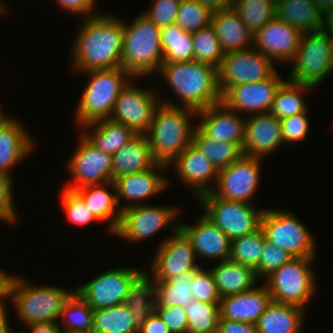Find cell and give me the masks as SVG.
Listing matches in <instances>:
<instances>
[{
	"label": "cell",
	"instance_id": "6da1fadb",
	"mask_svg": "<svg viewBox=\"0 0 333 333\" xmlns=\"http://www.w3.org/2000/svg\"><path fill=\"white\" fill-rule=\"evenodd\" d=\"M79 27L71 47L74 71L121 67L124 21L99 13L85 18Z\"/></svg>",
	"mask_w": 333,
	"mask_h": 333
},
{
	"label": "cell",
	"instance_id": "7a4b0ae2",
	"mask_svg": "<svg viewBox=\"0 0 333 333\" xmlns=\"http://www.w3.org/2000/svg\"><path fill=\"white\" fill-rule=\"evenodd\" d=\"M196 115L197 111L192 108L173 103L167 98L161 99L145 133L157 163L168 166L192 144L195 128L191 118Z\"/></svg>",
	"mask_w": 333,
	"mask_h": 333
},
{
	"label": "cell",
	"instance_id": "3957f363",
	"mask_svg": "<svg viewBox=\"0 0 333 333\" xmlns=\"http://www.w3.org/2000/svg\"><path fill=\"white\" fill-rule=\"evenodd\" d=\"M158 73L181 100V106L198 111L221 103L215 67L194 60L162 63Z\"/></svg>",
	"mask_w": 333,
	"mask_h": 333
},
{
	"label": "cell",
	"instance_id": "277c9868",
	"mask_svg": "<svg viewBox=\"0 0 333 333\" xmlns=\"http://www.w3.org/2000/svg\"><path fill=\"white\" fill-rule=\"evenodd\" d=\"M131 24L124 22L121 67L133 78L158 72L163 63L161 28L142 13Z\"/></svg>",
	"mask_w": 333,
	"mask_h": 333
},
{
	"label": "cell",
	"instance_id": "5b68a950",
	"mask_svg": "<svg viewBox=\"0 0 333 333\" xmlns=\"http://www.w3.org/2000/svg\"><path fill=\"white\" fill-rule=\"evenodd\" d=\"M32 285L26 278L19 276H15L13 280L9 302L15 308L17 317L25 326L39 322H57L64 305L75 293V287L65 290L55 285Z\"/></svg>",
	"mask_w": 333,
	"mask_h": 333
},
{
	"label": "cell",
	"instance_id": "8992f818",
	"mask_svg": "<svg viewBox=\"0 0 333 333\" xmlns=\"http://www.w3.org/2000/svg\"><path fill=\"white\" fill-rule=\"evenodd\" d=\"M84 74L90 77V81L83 90L75 113L76 123L80 127L85 123L109 118L115 101L128 83V79L132 81L137 79L122 67L92 70Z\"/></svg>",
	"mask_w": 333,
	"mask_h": 333
},
{
	"label": "cell",
	"instance_id": "52a82bcc",
	"mask_svg": "<svg viewBox=\"0 0 333 333\" xmlns=\"http://www.w3.org/2000/svg\"><path fill=\"white\" fill-rule=\"evenodd\" d=\"M315 258L293 257L276 269L265 280L273 301L297 305L306 310L315 295L316 275L312 261Z\"/></svg>",
	"mask_w": 333,
	"mask_h": 333
},
{
	"label": "cell",
	"instance_id": "ba28073f",
	"mask_svg": "<svg viewBox=\"0 0 333 333\" xmlns=\"http://www.w3.org/2000/svg\"><path fill=\"white\" fill-rule=\"evenodd\" d=\"M332 37L323 30L303 33L288 80L318 87L331 70Z\"/></svg>",
	"mask_w": 333,
	"mask_h": 333
},
{
	"label": "cell",
	"instance_id": "9c48e42d",
	"mask_svg": "<svg viewBox=\"0 0 333 333\" xmlns=\"http://www.w3.org/2000/svg\"><path fill=\"white\" fill-rule=\"evenodd\" d=\"M298 217L286 210H264L261 228L266 240L287 251L292 257L315 258L316 239Z\"/></svg>",
	"mask_w": 333,
	"mask_h": 333
},
{
	"label": "cell",
	"instance_id": "30bf717a",
	"mask_svg": "<svg viewBox=\"0 0 333 333\" xmlns=\"http://www.w3.org/2000/svg\"><path fill=\"white\" fill-rule=\"evenodd\" d=\"M205 209L204 215L233 241L251 234L261 227L264 209L253 204L216 197L212 192L197 199Z\"/></svg>",
	"mask_w": 333,
	"mask_h": 333
},
{
	"label": "cell",
	"instance_id": "8fae6325",
	"mask_svg": "<svg viewBox=\"0 0 333 333\" xmlns=\"http://www.w3.org/2000/svg\"><path fill=\"white\" fill-rule=\"evenodd\" d=\"M179 214L177 206L136 205L122 210L116 237L128 242H141L165 227L175 234L180 229V222H174Z\"/></svg>",
	"mask_w": 333,
	"mask_h": 333
},
{
	"label": "cell",
	"instance_id": "7c38bea8",
	"mask_svg": "<svg viewBox=\"0 0 333 333\" xmlns=\"http://www.w3.org/2000/svg\"><path fill=\"white\" fill-rule=\"evenodd\" d=\"M275 72V63L254 47L225 53L218 68L219 91L223 95L235 85L263 81Z\"/></svg>",
	"mask_w": 333,
	"mask_h": 333
},
{
	"label": "cell",
	"instance_id": "4fadbf2b",
	"mask_svg": "<svg viewBox=\"0 0 333 333\" xmlns=\"http://www.w3.org/2000/svg\"><path fill=\"white\" fill-rule=\"evenodd\" d=\"M131 267H115L75 287V293L92 309H105L125 303L130 282L141 272Z\"/></svg>",
	"mask_w": 333,
	"mask_h": 333
},
{
	"label": "cell",
	"instance_id": "5bb4252c",
	"mask_svg": "<svg viewBox=\"0 0 333 333\" xmlns=\"http://www.w3.org/2000/svg\"><path fill=\"white\" fill-rule=\"evenodd\" d=\"M261 161L262 158L243 155L219 169L217 185L211 192L219 198L252 204L250 199L254 198L260 183Z\"/></svg>",
	"mask_w": 333,
	"mask_h": 333
},
{
	"label": "cell",
	"instance_id": "9a60e30c",
	"mask_svg": "<svg viewBox=\"0 0 333 333\" xmlns=\"http://www.w3.org/2000/svg\"><path fill=\"white\" fill-rule=\"evenodd\" d=\"M131 82L129 80L119 93L109 118L128 126L136 134H145L161 98L155 90L138 88Z\"/></svg>",
	"mask_w": 333,
	"mask_h": 333
},
{
	"label": "cell",
	"instance_id": "2e32d148",
	"mask_svg": "<svg viewBox=\"0 0 333 333\" xmlns=\"http://www.w3.org/2000/svg\"><path fill=\"white\" fill-rule=\"evenodd\" d=\"M78 140V148L67 162L73 183L65 188L74 191L112 181V155L96 148L81 133Z\"/></svg>",
	"mask_w": 333,
	"mask_h": 333
},
{
	"label": "cell",
	"instance_id": "e0dca14e",
	"mask_svg": "<svg viewBox=\"0 0 333 333\" xmlns=\"http://www.w3.org/2000/svg\"><path fill=\"white\" fill-rule=\"evenodd\" d=\"M155 253L150 265L153 281H166L200 266L196 263L197 257L190 240L180 229L160 241Z\"/></svg>",
	"mask_w": 333,
	"mask_h": 333
},
{
	"label": "cell",
	"instance_id": "ac0fdd59",
	"mask_svg": "<svg viewBox=\"0 0 333 333\" xmlns=\"http://www.w3.org/2000/svg\"><path fill=\"white\" fill-rule=\"evenodd\" d=\"M279 74L276 71L266 80L235 85L222 95L221 102L229 110L248 112L249 116L269 113L276 92L285 81Z\"/></svg>",
	"mask_w": 333,
	"mask_h": 333
},
{
	"label": "cell",
	"instance_id": "d6986e66",
	"mask_svg": "<svg viewBox=\"0 0 333 333\" xmlns=\"http://www.w3.org/2000/svg\"><path fill=\"white\" fill-rule=\"evenodd\" d=\"M302 32L276 17L253 35V47L275 64L294 60Z\"/></svg>",
	"mask_w": 333,
	"mask_h": 333
},
{
	"label": "cell",
	"instance_id": "ffe728a7",
	"mask_svg": "<svg viewBox=\"0 0 333 333\" xmlns=\"http://www.w3.org/2000/svg\"><path fill=\"white\" fill-rule=\"evenodd\" d=\"M174 167L179 179L194 189L195 198L214 189L217 182L218 169L210 159L193 144L181 152L167 167ZM211 184V185H210Z\"/></svg>",
	"mask_w": 333,
	"mask_h": 333
},
{
	"label": "cell",
	"instance_id": "44dd1931",
	"mask_svg": "<svg viewBox=\"0 0 333 333\" xmlns=\"http://www.w3.org/2000/svg\"><path fill=\"white\" fill-rule=\"evenodd\" d=\"M196 127L207 137L235 142L243 147L246 116L229 110L222 102L197 111ZM244 116V117H243Z\"/></svg>",
	"mask_w": 333,
	"mask_h": 333
},
{
	"label": "cell",
	"instance_id": "7402d4cb",
	"mask_svg": "<svg viewBox=\"0 0 333 333\" xmlns=\"http://www.w3.org/2000/svg\"><path fill=\"white\" fill-rule=\"evenodd\" d=\"M166 168H168L166 165L157 163L151 169L114 179L120 210L142 205V200L153 197L155 194L158 195L161 191L163 192L167 188L169 180L159 174L158 170H165ZM120 198H124L127 203L121 206Z\"/></svg>",
	"mask_w": 333,
	"mask_h": 333
},
{
	"label": "cell",
	"instance_id": "603a6c76",
	"mask_svg": "<svg viewBox=\"0 0 333 333\" xmlns=\"http://www.w3.org/2000/svg\"><path fill=\"white\" fill-rule=\"evenodd\" d=\"M283 144L281 120L270 113L246 115L244 155L263 159Z\"/></svg>",
	"mask_w": 333,
	"mask_h": 333
},
{
	"label": "cell",
	"instance_id": "cb8c5ba5",
	"mask_svg": "<svg viewBox=\"0 0 333 333\" xmlns=\"http://www.w3.org/2000/svg\"><path fill=\"white\" fill-rule=\"evenodd\" d=\"M180 230L190 240L196 257L229 260L231 240L204 214L195 225L180 223Z\"/></svg>",
	"mask_w": 333,
	"mask_h": 333
},
{
	"label": "cell",
	"instance_id": "d4e9b609",
	"mask_svg": "<svg viewBox=\"0 0 333 333\" xmlns=\"http://www.w3.org/2000/svg\"><path fill=\"white\" fill-rule=\"evenodd\" d=\"M271 301L265 283L239 294L222 297L219 303L220 319L256 324Z\"/></svg>",
	"mask_w": 333,
	"mask_h": 333
},
{
	"label": "cell",
	"instance_id": "484cf974",
	"mask_svg": "<svg viewBox=\"0 0 333 333\" xmlns=\"http://www.w3.org/2000/svg\"><path fill=\"white\" fill-rule=\"evenodd\" d=\"M18 119L0 126V172L12 175V168L34 149V140Z\"/></svg>",
	"mask_w": 333,
	"mask_h": 333
},
{
	"label": "cell",
	"instance_id": "4316f807",
	"mask_svg": "<svg viewBox=\"0 0 333 333\" xmlns=\"http://www.w3.org/2000/svg\"><path fill=\"white\" fill-rule=\"evenodd\" d=\"M74 191L84 200L86 206L99 221L111 220L108 223V231L113 234L118 228L122 213L117 201L114 182L85 186Z\"/></svg>",
	"mask_w": 333,
	"mask_h": 333
},
{
	"label": "cell",
	"instance_id": "83f0119b",
	"mask_svg": "<svg viewBox=\"0 0 333 333\" xmlns=\"http://www.w3.org/2000/svg\"><path fill=\"white\" fill-rule=\"evenodd\" d=\"M211 25L224 53L253 47V34L233 8L214 11Z\"/></svg>",
	"mask_w": 333,
	"mask_h": 333
},
{
	"label": "cell",
	"instance_id": "f1b7e54d",
	"mask_svg": "<svg viewBox=\"0 0 333 333\" xmlns=\"http://www.w3.org/2000/svg\"><path fill=\"white\" fill-rule=\"evenodd\" d=\"M156 164L146 134H136L112 155V181L123 175L151 169Z\"/></svg>",
	"mask_w": 333,
	"mask_h": 333
},
{
	"label": "cell",
	"instance_id": "f546056e",
	"mask_svg": "<svg viewBox=\"0 0 333 333\" xmlns=\"http://www.w3.org/2000/svg\"><path fill=\"white\" fill-rule=\"evenodd\" d=\"M81 127L83 131L80 133L92 145L111 155L119 151L136 135L128 126L110 118L85 123ZM92 129H94L93 132Z\"/></svg>",
	"mask_w": 333,
	"mask_h": 333
},
{
	"label": "cell",
	"instance_id": "4dcf8cb0",
	"mask_svg": "<svg viewBox=\"0 0 333 333\" xmlns=\"http://www.w3.org/2000/svg\"><path fill=\"white\" fill-rule=\"evenodd\" d=\"M304 315L300 306L272 300L256 323L258 333H301Z\"/></svg>",
	"mask_w": 333,
	"mask_h": 333
},
{
	"label": "cell",
	"instance_id": "1f68e13d",
	"mask_svg": "<svg viewBox=\"0 0 333 333\" xmlns=\"http://www.w3.org/2000/svg\"><path fill=\"white\" fill-rule=\"evenodd\" d=\"M210 271L221 298L250 290L258 281L253 268L231 260L218 262Z\"/></svg>",
	"mask_w": 333,
	"mask_h": 333
},
{
	"label": "cell",
	"instance_id": "d6a6232c",
	"mask_svg": "<svg viewBox=\"0 0 333 333\" xmlns=\"http://www.w3.org/2000/svg\"><path fill=\"white\" fill-rule=\"evenodd\" d=\"M276 18L302 33L322 30L323 15L312 0H276Z\"/></svg>",
	"mask_w": 333,
	"mask_h": 333
},
{
	"label": "cell",
	"instance_id": "836d02e7",
	"mask_svg": "<svg viewBox=\"0 0 333 333\" xmlns=\"http://www.w3.org/2000/svg\"><path fill=\"white\" fill-rule=\"evenodd\" d=\"M124 304L132 312L134 326L139 331L155 307V288L152 275L149 276L142 270L130 282Z\"/></svg>",
	"mask_w": 333,
	"mask_h": 333
},
{
	"label": "cell",
	"instance_id": "e575fe53",
	"mask_svg": "<svg viewBox=\"0 0 333 333\" xmlns=\"http://www.w3.org/2000/svg\"><path fill=\"white\" fill-rule=\"evenodd\" d=\"M202 267L187 270L166 281H153L155 306H185L193 299L190 283Z\"/></svg>",
	"mask_w": 333,
	"mask_h": 333
},
{
	"label": "cell",
	"instance_id": "d590c367",
	"mask_svg": "<svg viewBox=\"0 0 333 333\" xmlns=\"http://www.w3.org/2000/svg\"><path fill=\"white\" fill-rule=\"evenodd\" d=\"M194 127L192 144L206 155L218 170L231 165L244 155L240 144L214 140L205 136L196 125Z\"/></svg>",
	"mask_w": 333,
	"mask_h": 333
},
{
	"label": "cell",
	"instance_id": "8d00e7d4",
	"mask_svg": "<svg viewBox=\"0 0 333 333\" xmlns=\"http://www.w3.org/2000/svg\"><path fill=\"white\" fill-rule=\"evenodd\" d=\"M163 63H176L194 60V42L191 33L184 31L176 23L161 28Z\"/></svg>",
	"mask_w": 333,
	"mask_h": 333
},
{
	"label": "cell",
	"instance_id": "74e56055",
	"mask_svg": "<svg viewBox=\"0 0 333 333\" xmlns=\"http://www.w3.org/2000/svg\"><path fill=\"white\" fill-rule=\"evenodd\" d=\"M313 88L286 79L277 90L269 113L282 120L306 112L308 110L307 103L303 96Z\"/></svg>",
	"mask_w": 333,
	"mask_h": 333
},
{
	"label": "cell",
	"instance_id": "f35d334b",
	"mask_svg": "<svg viewBox=\"0 0 333 333\" xmlns=\"http://www.w3.org/2000/svg\"><path fill=\"white\" fill-rule=\"evenodd\" d=\"M93 333H139L133 314L125 304L93 309Z\"/></svg>",
	"mask_w": 333,
	"mask_h": 333
},
{
	"label": "cell",
	"instance_id": "ab89813d",
	"mask_svg": "<svg viewBox=\"0 0 333 333\" xmlns=\"http://www.w3.org/2000/svg\"><path fill=\"white\" fill-rule=\"evenodd\" d=\"M232 8L253 35L276 17V0H234Z\"/></svg>",
	"mask_w": 333,
	"mask_h": 333
},
{
	"label": "cell",
	"instance_id": "60d3db41",
	"mask_svg": "<svg viewBox=\"0 0 333 333\" xmlns=\"http://www.w3.org/2000/svg\"><path fill=\"white\" fill-rule=\"evenodd\" d=\"M184 309L187 314V333H217L219 304L192 299L186 303Z\"/></svg>",
	"mask_w": 333,
	"mask_h": 333
},
{
	"label": "cell",
	"instance_id": "b9f144b4",
	"mask_svg": "<svg viewBox=\"0 0 333 333\" xmlns=\"http://www.w3.org/2000/svg\"><path fill=\"white\" fill-rule=\"evenodd\" d=\"M265 233L260 227L251 234L231 241L229 260L257 269L264 249Z\"/></svg>",
	"mask_w": 333,
	"mask_h": 333
},
{
	"label": "cell",
	"instance_id": "7bdbcfd3",
	"mask_svg": "<svg viewBox=\"0 0 333 333\" xmlns=\"http://www.w3.org/2000/svg\"><path fill=\"white\" fill-rule=\"evenodd\" d=\"M59 325L61 329L92 332L93 309L76 293L66 302L62 309Z\"/></svg>",
	"mask_w": 333,
	"mask_h": 333
},
{
	"label": "cell",
	"instance_id": "ee69618b",
	"mask_svg": "<svg viewBox=\"0 0 333 333\" xmlns=\"http://www.w3.org/2000/svg\"><path fill=\"white\" fill-rule=\"evenodd\" d=\"M194 42V61L219 68L224 58L219 39L214 27L210 24L192 33Z\"/></svg>",
	"mask_w": 333,
	"mask_h": 333
},
{
	"label": "cell",
	"instance_id": "f6af8a7d",
	"mask_svg": "<svg viewBox=\"0 0 333 333\" xmlns=\"http://www.w3.org/2000/svg\"><path fill=\"white\" fill-rule=\"evenodd\" d=\"M212 13L197 0H181L175 23L192 34L211 24Z\"/></svg>",
	"mask_w": 333,
	"mask_h": 333
},
{
	"label": "cell",
	"instance_id": "bcb514c9",
	"mask_svg": "<svg viewBox=\"0 0 333 333\" xmlns=\"http://www.w3.org/2000/svg\"><path fill=\"white\" fill-rule=\"evenodd\" d=\"M61 202L66 213V219L70 223L87 225L91 222L99 221L75 191L64 188L61 194Z\"/></svg>",
	"mask_w": 333,
	"mask_h": 333
},
{
	"label": "cell",
	"instance_id": "7dc6e473",
	"mask_svg": "<svg viewBox=\"0 0 333 333\" xmlns=\"http://www.w3.org/2000/svg\"><path fill=\"white\" fill-rule=\"evenodd\" d=\"M291 258H293L287 251L274 245L268 240H264V249L259 261V265L255 270L258 279H263L271 275L276 269L283 266Z\"/></svg>",
	"mask_w": 333,
	"mask_h": 333
},
{
	"label": "cell",
	"instance_id": "c3c4849f",
	"mask_svg": "<svg viewBox=\"0 0 333 333\" xmlns=\"http://www.w3.org/2000/svg\"><path fill=\"white\" fill-rule=\"evenodd\" d=\"M193 299L200 302L219 304L221 297L218 293L214 277L210 269L201 268L190 283Z\"/></svg>",
	"mask_w": 333,
	"mask_h": 333
},
{
	"label": "cell",
	"instance_id": "681fc988",
	"mask_svg": "<svg viewBox=\"0 0 333 333\" xmlns=\"http://www.w3.org/2000/svg\"><path fill=\"white\" fill-rule=\"evenodd\" d=\"M152 7L142 12L157 27L163 28L174 24L177 19L181 0H152Z\"/></svg>",
	"mask_w": 333,
	"mask_h": 333
},
{
	"label": "cell",
	"instance_id": "f907efd6",
	"mask_svg": "<svg viewBox=\"0 0 333 333\" xmlns=\"http://www.w3.org/2000/svg\"><path fill=\"white\" fill-rule=\"evenodd\" d=\"M307 111L281 120L282 140L284 144L305 140L309 131Z\"/></svg>",
	"mask_w": 333,
	"mask_h": 333
},
{
	"label": "cell",
	"instance_id": "816d5d0a",
	"mask_svg": "<svg viewBox=\"0 0 333 333\" xmlns=\"http://www.w3.org/2000/svg\"><path fill=\"white\" fill-rule=\"evenodd\" d=\"M12 175L0 172V221L13 224L17 220L12 190Z\"/></svg>",
	"mask_w": 333,
	"mask_h": 333
},
{
	"label": "cell",
	"instance_id": "f5cc1de1",
	"mask_svg": "<svg viewBox=\"0 0 333 333\" xmlns=\"http://www.w3.org/2000/svg\"><path fill=\"white\" fill-rule=\"evenodd\" d=\"M154 310L170 333H187V314L183 306H155Z\"/></svg>",
	"mask_w": 333,
	"mask_h": 333
},
{
	"label": "cell",
	"instance_id": "db71d44e",
	"mask_svg": "<svg viewBox=\"0 0 333 333\" xmlns=\"http://www.w3.org/2000/svg\"><path fill=\"white\" fill-rule=\"evenodd\" d=\"M56 2L61 6L60 8L67 12L70 11L74 15L81 14V16H85L84 18L97 15V13H93L94 7L97 5L96 0H56Z\"/></svg>",
	"mask_w": 333,
	"mask_h": 333
},
{
	"label": "cell",
	"instance_id": "11a10c76",
	"mask_svg": "<svg viewBox=\"0 0 333 333\" xmlns=\"http://www.w3.org/2000/svg\"><path fill=\"white\" fill-rule=\"evenodd\" d=\"M217 333H258L256 324L220 319Z\"/></svg>",
	"mask_w": 333,
	"mask_h": 333
},
{
	"label": "cell",
	"instance_id": "9f6ffc18",
	"mask_svg": "<svg viewBox=\"0 0 333 333\" xmlns=\"http://www.w3.org/2000/svg\"><path fill=\"white\" fill-rule=\"evenodd\" d=\"M139 333H170L167 325L163 322L162 318L154 310L143 327L139 330Z\"/></svg>",
	"mask_w": 333,
	"mask_h": 333
},
{
	"label": "cell",
	"instance_id": "6f0895ef",
	"mask_svg": "<svg viewBox=\"0 0 333 333\" xmlns=\"http://www.w3.org/2000/svg\"><path fill=\"white\" fill-rule=\"evenodd\" d=\"M15 275L5 274L0 271V312L6 311L4 299L10 298V290L13 283Z\"/></svg>",
	"mask_w": 333,
	"mask_h": 333
},
{
	"label": "cell",
	"instance_id": "680465c9",
	"mask_svg": "<svg viewBox=\"0 0 333 333\" xmlns=\"http://www.w3.org/2000/svg\"><path fill=\"white\" fill-rule=\"evenodd\" d=\"M29 327V328H28ZM30 333H61L59 322H39L27 325ZM29 333V332H27Z\"/></svg>",
	"mask_w": 333,
	"mask_h": 333
},
{
	"label": "cell",
	"instance_id": "91938a15",
	"mask_svg": "<svg viewBox=\"0 0 333 333\" xmlns=\"http://www.w3.org/2000/svg\"><path fill=\"white\" fill-rule=\"evenodd\" d=\"M212 12L232 8L234 0H197Z\"/></svg>",
	"mask_w": 333,
	"mask_h": 333
},
{
	"label": "cell",
	"instance_id": "94428289",
	"mask_svg": "<svg viewBox=\"0 0 333 333\" xmlns=\"http://www.w3.org/2000/svg\"><path fill=\"white\" fill-rule=\"evenodd\" d=\"M322 30L333 37V9L323 16Z\"/></svg>",
	"mask_w": 333,
	"mask_h": 333
},
{
	"label": "cell",
	"instance_id": "6125c7cd",
	"mask_svg": "<svg viewBox=\"0 0 333 333\" xmlns=\"http://www.w3.org/2000/svg\"><path fill=\"white\" fill-rule=\"evenodd\" d=\"M316 6L318 7V10L322 13L324 16L327 12L333 9V0H312Z\"/></svg>",
	"mask_w": 333,
	"mask_h": 333
},
{
	"label": "cell",
	"instance_id": "be15d7a7",
	"mask_svg": "<svg viewBox=\"0 0 333 333\" xmlns=\"http://www.w3.org/2000/svg\"><path fill=\"white\" fill-rule=\"evenodd\" d=\"M7 310L0 312V333H9L12 328L9 326Z\"/></svg>",
	"mask_w": 333,
	"mask_h": 333
},
{
	"label": "cell",
	"instance_id": "e7e4bbea",
	"mask_svg": "<svg viewBox=\"0 0 333 333\" xmlns=\"http://www.w3.org/2000/svg\"><path fill=\"white\" fill-rule=\"evenodd\" d=\"M1 106H0V126L4 125L9 119H11V116L4 115Z\"/></svg>",
	"mask_w": 333,
	"mask_h": 333
},
{
	"label": "cell",
	"instance_id": "03108f58",
	"mask_svg": "<svg viewBox=\"0 0 333 333\" xmlns=\"http://www.w3.org/2000/svg\"><path fill=\"white\" fill-rule=\"evenodd\" d=\"M331 70L333 73V37H332V42H331Z\"/></svg>",
	"mask_w": 333,
	"mask_h": 333
},
{
	"label": "cell",
	"instance_id": "003e7915",
	"mask_svg": "<svg viewBox=\"0 0 333 333\" xmlns=\"http://www.w3.org/2000/svg\"><path fill=\"white\" fill-rule=\"evenodd\" d=\"M61 333H93V332H79V331H71L62 329Z\"/></svg>",
	"mask_w": 333,
	"mask_h": 333
},
{
	"label": "cell",
	"instance_id": "a7ac6f4b",
	"mask_svg": "<svg viewBox=\"0 0 333 333\" xmlns=\"http://www.w3.org/2000/svg\"><path fill=\"white\" fill-rule=\"evenodd\" d=\"M5 10H6V6L5 5L3 6L2 2H0V15L7 12V10L6 11Z\"/></svg>",
	"mask_w": 333,
	"mask_h": 333
},
{
	"label": "cell",
	"instance_id": "89a4df30",
	"mask_svg": "<svg viewBox=\"0 0 333 333\" xmlns=\"http://www.w3.org/2000/svg\"><path fill=\"white\" fill-rule=\"evenodd\" d=\"M9 333H27V331H24V330H23V331H17V332L14 331V332H13V331L11 330Z\"/></svg>",
	"mask_w": 333,
	"mask_h": 333
}]
</instances>
